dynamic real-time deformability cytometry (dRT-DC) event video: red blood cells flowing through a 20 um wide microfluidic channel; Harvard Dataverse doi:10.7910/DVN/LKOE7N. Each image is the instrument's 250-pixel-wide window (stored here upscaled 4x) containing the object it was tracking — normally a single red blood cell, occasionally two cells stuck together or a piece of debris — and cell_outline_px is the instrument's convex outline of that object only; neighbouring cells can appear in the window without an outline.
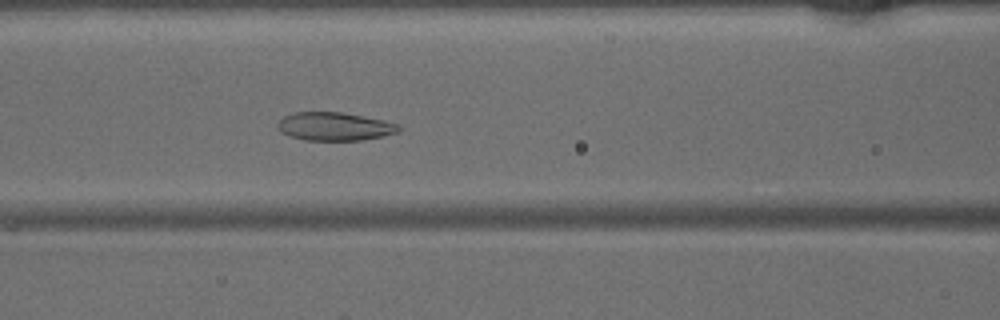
{"species": "common noctule bat (a hibernating species)", "species_latin": "Nyctalus noctula", "temperature_condition": "warm", "stored_images_in_passage": 47, "camera_frame_rate_fps": 3000, "um_per_image_px": 0.085, "animal": {"sex": "male", "body_mass_g": 15.6}, "frame": {"image": 1, "passage_image": 20, "time_ms": 6.333, "image_size_px": [1000, 320], "cell_outline_px": [[404, 128], [396, 132], [380, 136], [360, 140], [304, 140], [288, 136], [280, 132], [276, 128], [276, 124], [284, 116], [292, 112], [344, 112], [384, 120], [400, 124]], "centroid_in_image_um": [28.41, 10.74], "position_along_channel_um": 138.2, "area_um2": 20.17}}
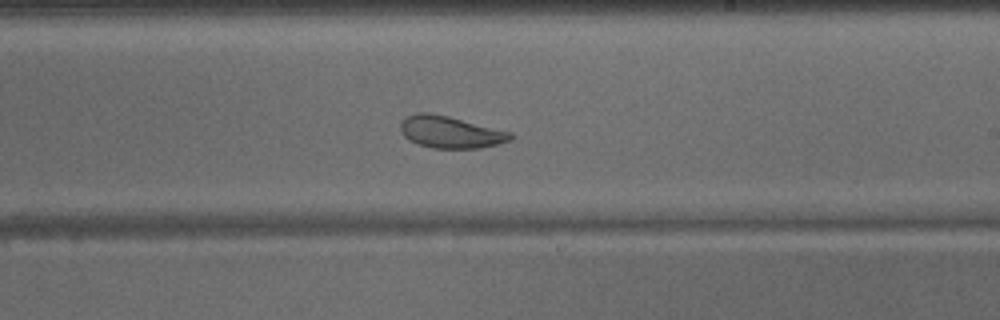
{"frame": {"image": 2, "passage_image": 28, "time_ms": 9.0, "image_size_px": [1000, 320], "cell_outline_px": [[516, 136], [512, 140], [480, 148], [432, 148], [420, 144], [404, 136], [400, 132], [400, 124], [404, 116], [416, 112], [428, 112], [448, 116], [512, 132]], "centroid_in_image_um": [38.29, 11.21], "position_along_channel_um": 250.7, "area_um2": 20.58}}
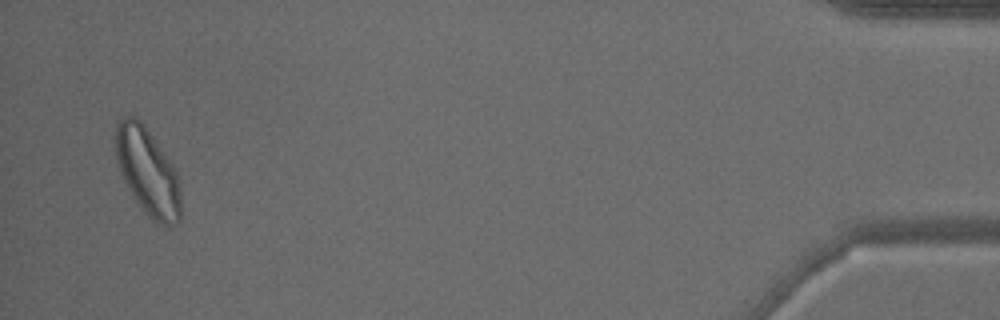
{"frame": {"image": 3, "passage_image": 46, "time_ms": 15.0, "image_size_px": [1000, 320], "cell_outline_px": [[180, 220], [176, 224], [168, 228], [152, 220], [140, 208], [132, 196], [124, 180], [116, 160], [116, 124], [120, 116], [136, 116], [144, 124], [172, 164], [176, 172], [180, 184]], "centroid_in_image_um": [12.55, 14.61], "position_along_channel_um": 422.7, "area_um2": 33.35}}